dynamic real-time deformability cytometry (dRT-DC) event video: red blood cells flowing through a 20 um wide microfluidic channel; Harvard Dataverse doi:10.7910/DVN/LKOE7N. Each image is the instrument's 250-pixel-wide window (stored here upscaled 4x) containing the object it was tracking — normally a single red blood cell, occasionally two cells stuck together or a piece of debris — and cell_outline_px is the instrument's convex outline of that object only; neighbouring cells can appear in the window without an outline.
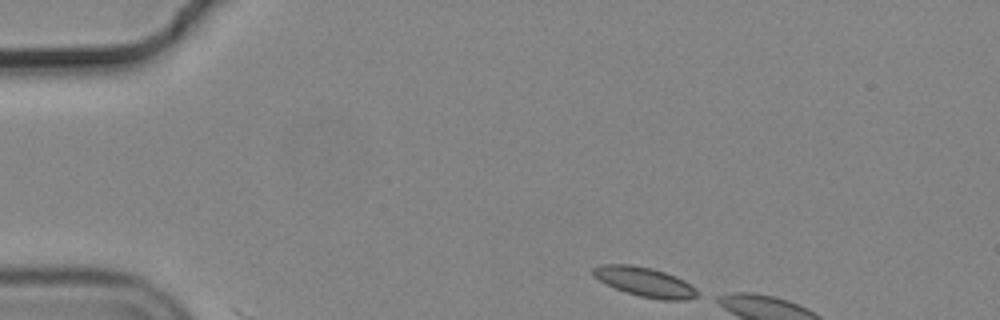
{"species": "common noctule bat (a hibernating species)", "species_latin": "Nyctalus noctula", "temperature_condition": "cold", "stored_images_in_passage": 2, "camera_frame_rate_fps": 3000, "um_per_image_px": 0.085, "animal": {"sex": "male", "body_mass_g": 19.2, "forearm_length_mm": 51.8}, "frame": {"image": 1, "passage_image": 1, "time_ms": 0.0, "image_size_px": [1000, 320], "cell_outline_px": [[700, 296], [688, 300], [660, 300], [640, 296], [616, 288], [592, 276], [592, 268], [600, 264], [632, 264], [652, 268], [676, 276], [684, 280], [696, 288]], "centroid_in_image_um": [54.84, 23.96], "position_along_channel_um": 30.2, "area_um2": 17.98}}